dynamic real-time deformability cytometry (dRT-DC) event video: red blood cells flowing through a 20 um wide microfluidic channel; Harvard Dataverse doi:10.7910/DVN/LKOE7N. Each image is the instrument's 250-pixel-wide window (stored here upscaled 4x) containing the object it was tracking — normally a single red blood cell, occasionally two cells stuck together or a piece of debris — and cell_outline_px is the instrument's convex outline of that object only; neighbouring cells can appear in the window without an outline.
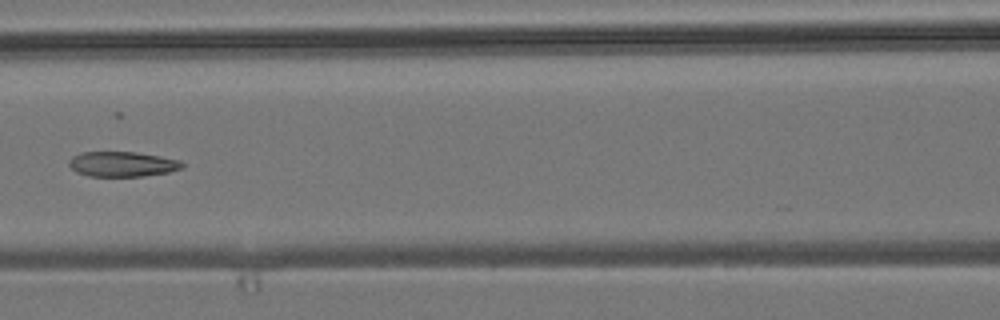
{"species": "common noctule bat (a hibernating species)", "species_latin": "Nyctalus noctula", "temperature_condition": "room temperature", "stored_images_in_passage": 6, "camera_frame_rate_fps": 3000, "um_per_image_px": 0.085, "animal": {"sex": "male", "body_mass_g": 19.2, "forearm_length_mm": 51.8}, "frame": {"image": 1, "passage_image": 4, "time_ms": 3.667, "image_size_px": [1000, 320], "cell_outline_px": [[184, 168], [168, 172], [144, 176], [88, 176], [76, 172], [68, 164], [68, 160], [72, 156], [80, 152], [136, 152], [160, 156], [180, 160], [184, 164]], "centroid_in_image_um": [10.39, 13.94], "position_along_channel_um": 156.2, "area_um2": 16.65}}
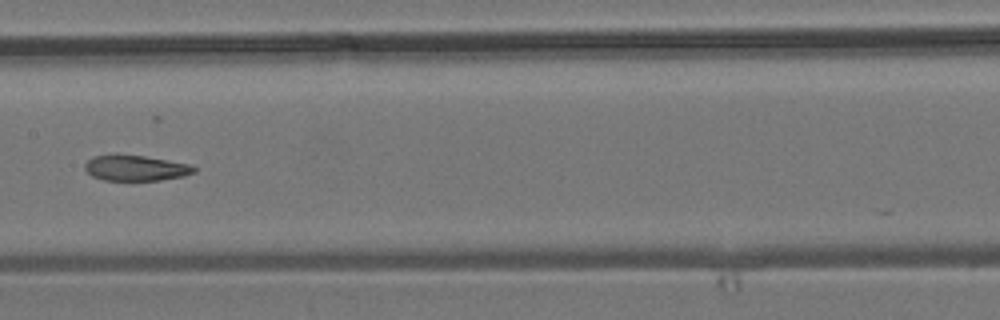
{"frame": {"image": 2, "passage_image": 5, "time_ms": 4.667, "image_size_px": [1000, 320], "cell_outline_px": [[196, 172], [184, 176], [160, 180], [104, 180], [92, 176], [84, 168], [84, 164], [92, 156], [112, 152], [116, 152], [144, 156], [192, 164], [196, 168]], "centroid_in_image_um": [11.5, 14.24], "position_along_channel_um": 195.9, "area_um2": 16.82}}
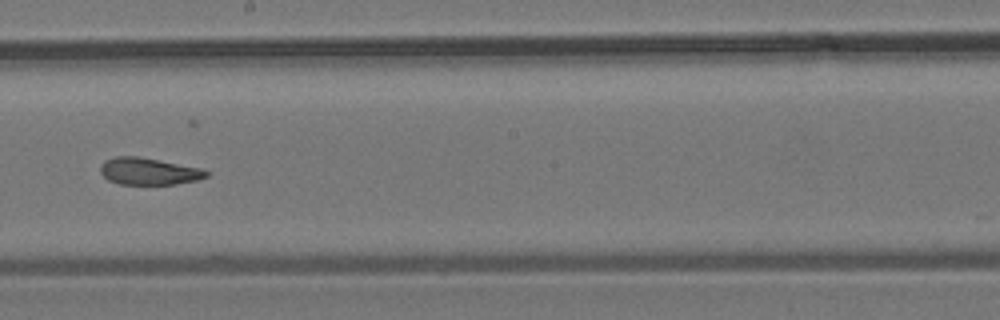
{"frame": {"image": 3, "passage_image": 6, "time_ms": 5.667, "image_size_px": [1000, 320], "cell_outline_px": [[208, 176], [196, 180], [176, 184], [120, 184], [108, 180], [100, 172], [100, 164], [104, 160], [116, 156], [136, 156], [200, 168], [208, 172]], "centroid_in_image_um": [12.59, 14.56], "position_along_channel_um": 235.6, "area_um2": 16.47}}